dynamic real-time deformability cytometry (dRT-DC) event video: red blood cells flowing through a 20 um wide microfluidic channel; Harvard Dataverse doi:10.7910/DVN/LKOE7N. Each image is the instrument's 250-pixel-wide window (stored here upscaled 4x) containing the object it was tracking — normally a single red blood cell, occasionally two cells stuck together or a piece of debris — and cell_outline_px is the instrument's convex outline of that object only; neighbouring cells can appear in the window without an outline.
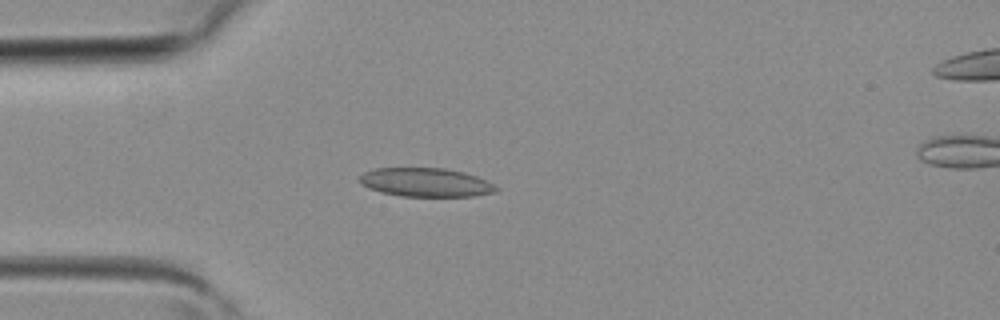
{"species": "common noctule bat (a hibernating species)", "species_latin": "Nyctalus noctula", "temperature_condition": "room temperature", "stored_images_in_passage": 3, "camera_frame_rate_fps": 3000, "um_per_image_px": 0.085, "animal": {"sex": "female", "body_mass_g": 19.3, "forearm_length_mm": 54.1}, "frame": {"image": 1, "passage_image": 2, "time_ms": 0.333, "image_size_px": [1000, 320], "cell_outline_px": [[500, 188], [496, 192], [472, 196], [400, 196], [380, 192], [368, 188], [360, 184], [360, 176], [364, 172], [376, 168], [444, 168], [464, 172], [476, 176]], "centroid_in_image_um": [36.17, 15.5], "position_along_channel_um": 48.8, "area_um2": 22.83}}